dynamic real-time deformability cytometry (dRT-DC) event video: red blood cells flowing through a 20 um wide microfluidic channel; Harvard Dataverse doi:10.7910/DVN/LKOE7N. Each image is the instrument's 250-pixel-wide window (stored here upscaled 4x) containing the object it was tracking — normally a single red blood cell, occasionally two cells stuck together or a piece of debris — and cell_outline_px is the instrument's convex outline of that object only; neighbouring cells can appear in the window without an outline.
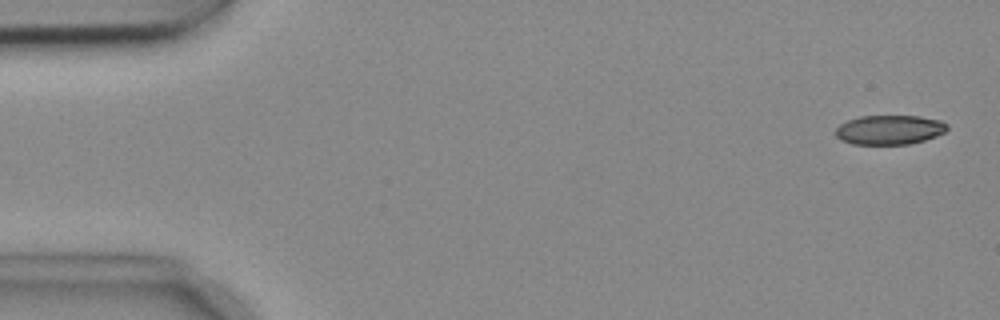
{"species": "common noctule bat (a hibernating species)", "species_latin": "Nyctalus noctula", "temperature_condition": "cold", "stored_images_in_passage": 54, "camera_frame_rate_fps": 3000, "um_per_image_px": 0.085, "animal": {"sex": "female", "body_mass_g": 18.4}, "frame": {"image": 1, "passage_image": 2, "time_ms": 0.333, "image_size_px": [1000, 320], "cell_outline_px": [[948, 128], [944, 132], [936, 136], [924, 140], [908, 144], [852, 144], [840, 140], [836, 136], [836, 128], [840, 124], [848, 120], [860, 116], [920, 116], [940, 120], [948, 124]], "centroid_in_image_um": [75.6, 11.03], "position_along_channel_um": 9.4, "area_um2": 19.13}}
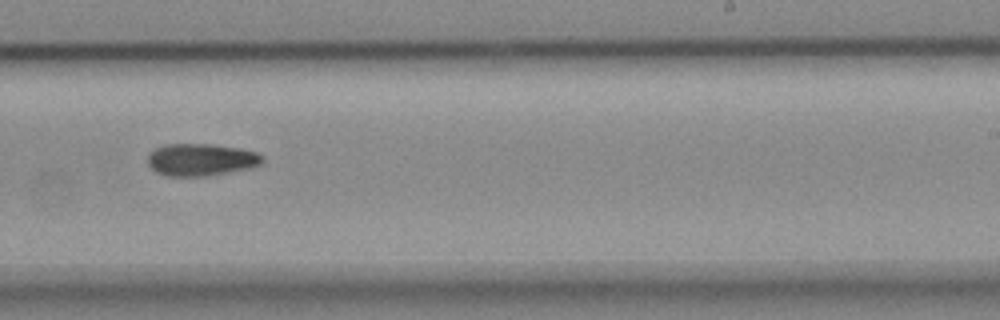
{"frame": {"image": 2, "passage_image": 33, "time_ms": 10.667, "image_size_px": [1000, 320], "cell_outline_px": [[264, 164], [252, 168], [204, 176], [168, 176], [156, 172], [148, 164], [148, 156], [156, 148], [168, 144], [216, 144], [240, 148], [256, 152], [264, 156]], "centroid_in_image_um": [17.15, 13.57], "position_along_channel_um": 271.8, "area_um2": 21.68}}
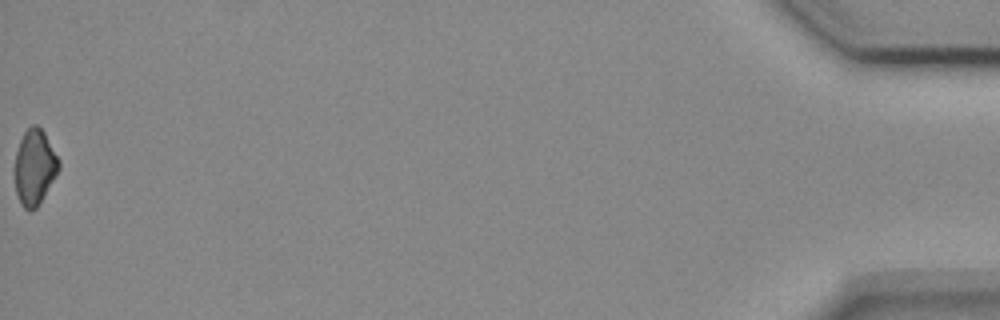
{"frame": {"image": 3, "passage_image": 54, "time_ms": 17.667, "image_size_px": [1000, 320], "cell_outline_px": [[60, 168], [36, 208], [28, 212], [20, 204], [16, 192], [12, 172], [12, 168], [16, 152], [20, 140], [24, 132], [32, 124], [36, 124], [44, 132], [60, 160]], "centroid_in_image_um": [2.89, 14.21], "position_along_channel_um": 432.3, "area_um2": 19.71}}